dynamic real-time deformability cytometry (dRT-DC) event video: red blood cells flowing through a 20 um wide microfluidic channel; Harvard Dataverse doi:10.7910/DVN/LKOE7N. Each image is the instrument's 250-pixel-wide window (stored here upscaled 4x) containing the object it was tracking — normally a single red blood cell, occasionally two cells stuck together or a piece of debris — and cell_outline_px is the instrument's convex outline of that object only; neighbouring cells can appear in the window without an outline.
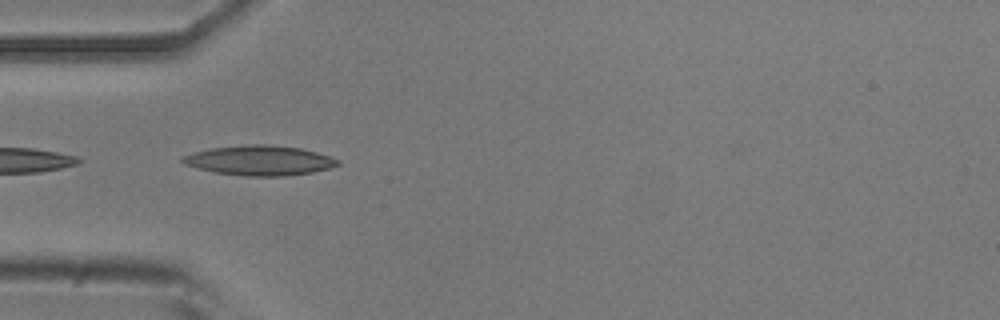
{"species": "common noctule bat (a hibernating species)", "species_latin": "Nyctalus noctula", "temperature_condition": "room temperature", "stored_images_in_passage": 17, "camera_frame_rate_fps": 3000, "um_per_image_px": 0.085, "animal": {"sex": "male", "body_mass_g": 20.5, "forearm_length_mm": 52.5}, "frame": {"image": 1, "passage_image": 15, "time_ms": 4.667, "image_size_px": [1000, 320], "cell_outline_px": [[340, 164], [328, 168], [312, 172], [284, 176], [244, 176], [216, 172], [196, 168], [184, 164], [180, 160], [180, 156], [212, 148], [252, 144], [264, 144], [300, 148], [316, 152], [340, 160]], "centroid_in_image_um": [22.04, 13.64], "position_along_channel_um": 63.0, "area_um2": 26.76}}